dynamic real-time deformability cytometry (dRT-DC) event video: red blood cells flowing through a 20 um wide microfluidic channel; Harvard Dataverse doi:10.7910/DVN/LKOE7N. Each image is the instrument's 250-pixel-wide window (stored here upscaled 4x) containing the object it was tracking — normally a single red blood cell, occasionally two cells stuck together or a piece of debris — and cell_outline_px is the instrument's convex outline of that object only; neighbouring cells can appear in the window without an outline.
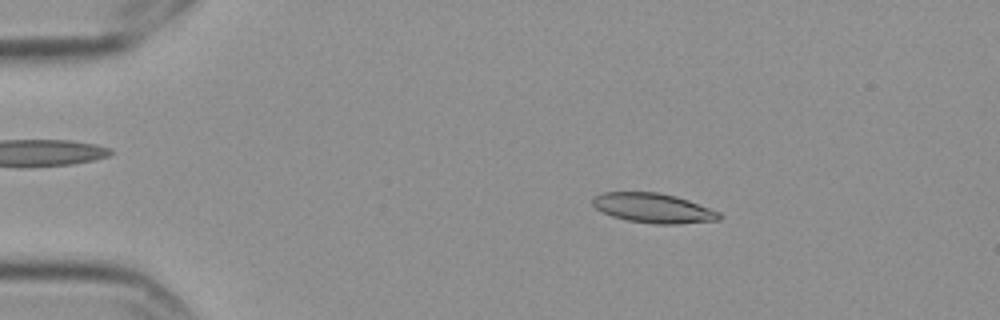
{"species": "Egyptian fruit bat (a non-hibernating species)", "species_latin": "Rousettus aegyptiacus", "temperature_condition": "cold", "stored_images_in_passage": 3, "camera_frame_rate_fps": 3000, "um_per_image_px": 0.085, "frame": {"image": 1, "passage_image": 1, "time_ms": 0.0, "image_size_px": [1000, 320], "cell_outline_px": [[724, 216], [720, 220], [676, 224], [656, 224], [628, 220], [612, 216], [600, 212], [592, 204], [592, 196], [604, 192], [656, 192], [676, 196], [688, 200], [720, 212]], "centroid_in_image_um": [55.52, 17.68], "position_along_channel_um": 29.5, "area_um2": 21.96}}